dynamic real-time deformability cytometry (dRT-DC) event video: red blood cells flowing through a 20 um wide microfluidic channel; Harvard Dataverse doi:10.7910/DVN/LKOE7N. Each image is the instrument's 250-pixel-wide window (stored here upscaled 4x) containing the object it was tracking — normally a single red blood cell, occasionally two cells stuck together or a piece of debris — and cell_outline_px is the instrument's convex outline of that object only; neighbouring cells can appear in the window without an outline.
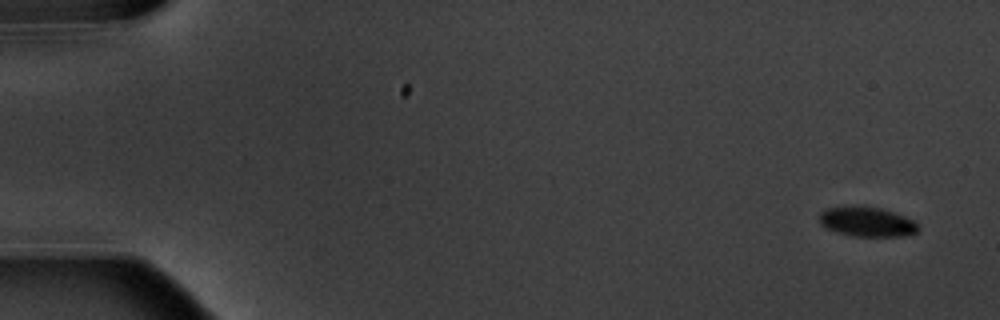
{"species": "common noctule bat (a hibernating species)", "species_latin": "Nyctalus noctula", "temperature_condition": "warm", "stored_images_in_passage": 5, "camera_frame_rate_fps": 3000, "um_per_image_px": 0.085, "animal": {"sex": "male", "body_mass_g": 20.1, "forearm_length_mm": 53.5}, "frame": {"image": 1, "passage_image": 1, "time_ms": 0.0, "image_size_px": [1000, 320], "cell_outline_px": [[920, 228], [916, 232], [904, 236], [852, 236], [824, 228], [820, 224], [820, 212], [828, 208], [880, 208], [904, 216], [912, 220]], "centroid_in_image_um": [73.69, 18.89], "position_along_channel_um": 11.3, "area_um2": 16.47}}
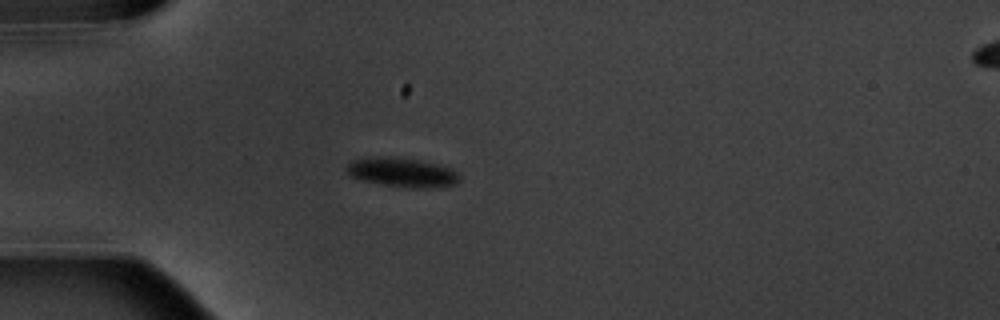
{"frame": {"image": 2, "passage_image": 5, "time_ms": 4.667, "image_size_px": [1000, 320], "cell_outline_px": [[460, 180], [456, 184], [432, 188], [412, 188], [380, 184], [364, 180], [352, 176], [344, 168], [352, 160], [368, 156], [392, 156], [424, 160], [440, 164], [452, 168], [460, 176]], "centroid_in_image_um": [34.21, 14.63], "position_along_channel_um": 50.8, "area_um2": 19.71}}